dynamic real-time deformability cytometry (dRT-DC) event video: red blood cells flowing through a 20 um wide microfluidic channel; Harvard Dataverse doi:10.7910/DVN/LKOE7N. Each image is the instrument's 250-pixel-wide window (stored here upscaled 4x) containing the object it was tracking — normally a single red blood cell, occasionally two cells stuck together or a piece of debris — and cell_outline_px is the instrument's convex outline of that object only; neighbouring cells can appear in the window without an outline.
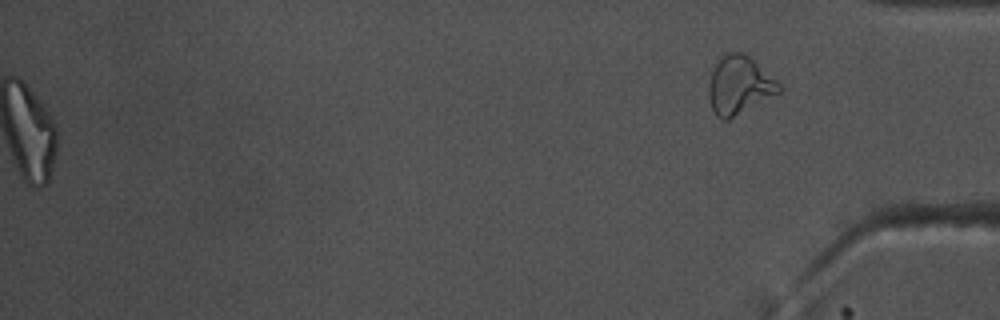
{"species": "common noctule bat (a hibernating species)", "species_latin": "Nyctalus noctula", "temperature_condition": "warm", "stored_images_in_passage": 54, "segment_of_instrument_passage": [2, 2], "camera_frame_rate_fps": 3000, "um_per_image_px": 0.085, "animal": {"sex": "male", "body_mass_g": 17.5, "forearm_length_mm": 52.3}, "frame": {"image": 1, "passage_image": 54, "time_ms": 17.667, "image_size_px": [1000, 320], "cell_outline_px": [[780, 92], [728, 120], [724, 120], [716, 116], [712, 108], [708, 96], [708, 84], [712, 72], [720, 56], [728, 52], [740, 52], [748, 56], [776, 80], [780, 84]], "centroid_in_image_um": [62.8, 7.25], "position_along_channel_um": 372.4, "area_um2": 23.47}}